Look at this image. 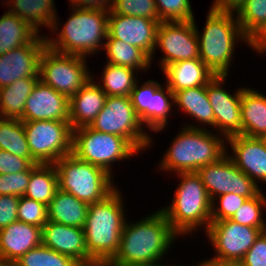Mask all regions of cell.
I'll return each mask as SVG.
<instances>
[{
  "label": "cell",
  "mask_w": 266,
  "mask_h": 266,
  "mask_svg": "<svg viewBox=\"0 0 266 266\" xmlns=\"http://www.w3.org/2000/svg\"><path fill=\"white\" fill-rule=\"evenodd\" d=\"M145 216L137 222L127 218L118 250L111 262L125 265H166L163 262L166 259L164 256L171 253L169 250L172 245L181 237L172 229L159 208Z\"/></svg>",
  "instance_id": "obj_1"
},
{
  "label": "cell",
  "mask_w": 266,
  "mask_h": 266,
  "mask_svg": "<svg viewBox=\"0 0 266 266\" xmlns=\"http://www.w3.org/2000/svg\"><path fill=\"white\" fill-rule=\"evenodd\" d=\"M69 9L70 17L64 24H61L58 16L54 19L50 28L52 34L45 35L47 47L62 54L84 58L99 54L108 34L109 11L76 7Z\"/></svg>",
  "instance_id": "obj_2"
},
{
  "label": "cell",
  "mask_w": 266,
  "mask_h": 266,
  "mask_svg": "<svg viewBox=\"0 0 266 266\" xmlns=\"http://www.w3.org/2000/svg\"><path fill=\"white\" fill-rule=\"evenodd\" d=\"M121 189L116 188L104 200L89 204L83 228L89 266H98L111 260L118 250L128 218Z\"/></svg>",
  "instance_id": "obj_3"
},
{
  "label": "cell",
  "mask_w": 266,
  "mask_h": 266,
  "mask_svg": "<svg viewBox=\"0 0 266 266\" xmlns=\"http://www.w3.org/2000/svg\"><path fill=\"white\" fill-rule=\"evenodd\" d=\"M206 15L203 31L198 30L193 20L199 41V58L216 76H229L238 42L248 45L256 53L255 46L243 34L235 12L209 9Z\"/></svg>",
  "instance_id": "obj_4"
},
{
  "label": "cell",
  "mask_w": 266,
  "mask_h": 266,
  "mask_svg": "<svg viewBox=\"0 0 266 266\" xmlns=\"http://www.w3.org/2000/svg\"><path fill=\"white\" fill-rule=\"evenodd\" d=\"M175 135L157 164L162 173L197 172L226 154V139L211 129L182 126Z\"/></svg>",
  "instance_id": "obj_5"
},
{
  "label": "cell",
  "mask_w": 266,
  "mask_h": 266,
  "mask_svg": "<svg viewBox=\"0 0 266 266\" xmlns=\"http://www.w3.org/2000/svg\"><path fill=\"white\" fill-rule=\"evenodd\" d=\"M179 180L170 204L159 208L180 237H190L211 223V202L197 172L173 174ZM205 229V230H204Z\"/></svg>",
  "instance_id": "obj_6"
},
{
  "label": "cell",
  "mask_w": 266,
  "mask_h": 266,
  "mask_svg": "<svg viewBox=\"0 0 266 266\" xmlns=\"http://www.w3.org/2000/svg\"><path fill=\"white\" fill-rule=\"evenodd\" d=\"M58 189L88 204L104 200L117 185L105 170L78 159L72 153L55 163Z\"/></svg>",
  "instance_id": "obj_7"
},
{
  "label": "cell",
  "mask_w": 266,
  "mask_h": 266,
  "mask_svg": "<svg viewBox=\"0 0 266 266\" xmlns=\"http://www.w3.org/2000/svg\"><path fill=\"white\" fill-rule=\"evenodd\" d=\"M72 154L102 168L113 178L115 163L140 155L125 138L95 131L89 126L73 129Z\"/></svg>",
  "instance_id": "obj_8"
},
{
  "label": "cell",
  "mask_w": 266,
  "mask_h": 266,
  "mask_svg": "<svg viewBox=\"0 0 266 266\" xmlns=\"http://www.w3.org/2000/svg\"><path fill=\"white\" fill-rule=\"evenodd\" d=\"M89 127L125 138L140 154L152 149L155 142L154 135L143 126L127 96H107L103 109Z\"/></svg>",
  "instance_id": "obj_9"
},
{
  "label": "cell",
  "mask_w": 266,
  "mask_h": 266,
  "mask_svg": "<svg viewBox=\"0 0 266 266\" xmlns=\"http://www.w3.org/2000/svg\"><path fill=\"white\" fill-rule=\"evenodd\" d=\"M87 63L84 57L62 54L46 47L40 58L39 78L70 99L92 79Z\"/></svg>",
  "instance_id": "obj_10"
},
{
  "label": "cell",
  "mask_w": 266,
  "mask_h": 266,
  "mask_svg": "<svg viewBox=\"0 0 266 266\" xmlns=\"http://www.w3.org/2000/svg\"><path fill=\"white\" fill-rule=\"evenodd\" d=\"M31 156L39 164H54L72 153L73 129L69 121H23Z\"/></svg>",
  "instance_id": "obj_11"
},
{
  "label": "cell",
  "mask_w": 266,
  "mask_h": 266,
  "mask_svg": "<svg viewBox=\"0 0 266 266\" xmlns=\"http://www.w3.org/2000/svg\"><path fill=\"white\" fill-rule=\"evenodd\" d=\"M159 49L164 54L158 60L161 71L174 62L199 58V41L193 21L161 22L157 29L154 54L150 58L151 65Z\"/></svg>",
  "instance_id": "obj_12"
},
{
  "label": "cell",
  "mask_w": 266,
  "mask_h": 266,
  "mask_svg": "<svg viewBox=\"0 0 266 266\" xmlns=\"http://www.w3.org/2000/svg\"><path fill=\"white\" fill-rule=\"evenodd\" d=\"M263 231L266 228L250 227L225 219L211 221L205 237L213 246L214 258L240 262Z\"/></svg>",
  "instance_id": "obj_13"
},
{
  "label": "cell",
  "mask_w": 266,
  "mask_h": 266,
  "mask_svg": "<svg viewBox=\"0 0 266 266\" xmlns=\"http://www.w3.org/2000/svg\"><path fill=\"white\" fill-rule=\"evenodd\" d=\"M197 174L201 177L211 200L225 193H234L249 199L263 189L242 172L227 153L217 162L201 167Z\"/></svg>",
  "instance_id": "obj_14"
},
{
  "label": "cell",
  "mask_w": 266,
  "mask_h": 266,
  "mask_svg": "<svg viewBox=\"0 0 266 266\" xmlns=\"http://www.w3.org/2000/svg\"><path fill=\"white\" fill-rule=\"evenodd\" d=\"M227 77L229 78L223 75L215 76L206 85L207 96L214 112V132L225 139L242 134L241 93L245 88L239 86L230 93L225 88Z\"/></svg>",
  "instance_id": "obj_15"
},
{
  "label": "cell",
  "mask_w": 266,
  "mask_h": 266,
  "mask_svg": "<svg viewBox=\"0 0 266 266\" xmlns=\"http://www.w3.org/2000/svg\"><path fill=\"white\" fill-rule=\"evenodd\" d=\"M44 34L0 55V88L21 78H39L40 58L47 47Z\"/></svg>",
  "instance_id": "obj_16"
},
{
  "label": "cell",
  "mask_w": 266,
  "mask_h": 266,
  "mask_svg": "<svg viewBox=\"0 0 266 266\" xmlns=\"http://www.w3.org/2000/svg\"><path fill=\"white\" fill-rule=\"evenodd\" d=\"M159 24L149 18L118 15L109 11L106 38L120 39L134 45L151 58L156 46Z\"/></svg>",
  "instance_id": "obj_17"
},
{
  "label": "cell",
  "mask_w": 266,
  "mask_h": 266,
  "mask_svg": "<svg viewBox=\"0 0 266 266\" xmlns=\"http://www.w3.org/2000/svg\"><path fill=\"white\" fill-rule=\"evenodd\" d=\"M226 153L258 187L266 184V149L260 138L244 135L229 137L226 139Z\"/></svg>",
  "instance_id": "obj_18"
},
{
  "label": "cell",
  "mask_w": 266,
  "mask_h": 266,
  "mask_svg": "<svg viewBox=\"0 0 266 266\" xmlns=\"http://www.w3.org/2000/svg\"><path fill=\"white\" fill-rule=\"evenodd\" d=\"M69 98L39 80L26 99L23 121H69Z\"/></svg>",
  "instance_id": "obj_19"
},
{
  "label": "cell",
  "mask_w": 266,
  "mask_h": 266,
  "mask_svg": "<svg viewBox=\"0 0 266 266\" xmlns=\"http://www.w3.org/2000/svg\"><path fill=\"white\" fill-rule=\"evenodd\" d=\"M42 245L89 266L84 229L48 221L42 227Z\"/></svg>",
  "instance_id": "obj_20"
},
{
  "label": "cell",
  "mask_w": 266,
  "mask_h": 266,
  "mask_svg": "<svg viewBox=\"0 0 266 266\" xmlns=\"http://www.w3.org/2000/svg\"><path fill=\"white\" fill-rule=\"evenodd\" d=\"M42 244V228L16 221L0 229V261L11 266L30 249Z\"/></svg>",
  "instance_id": "obj_21"
},
{
  "label": "cell",
  "mask_w": 266,
  "mask_h": 266,
  "mask_svg": "<svg viewBox=\"0 0 266 266\" xmlns=\"http://www.w3.org/2000/svg\"><path fill=\"white\" fill-rule=\"evenodd\" d=\"M107 95L90 79L69 99V122L72 129L89 126L103 109Z\"/></svg>",
  "instance_id": "obj_22"
},
{
  "label": "cell",
  "mask_w": 266,
  "mask_h": 266,
  "mask_svg": "<svg viewBox=\"0 0 266 266\" xmlns=\"http://www.w3.org/2000/svg\"><path fill=\"white\" fill-rule=\"evenodd\" d=\"M162 71L165 84L173 93L182 89L206 86L216 76L200 58L174 62Z\"/></svg>",
  "instance_id": "obj_23"
},
{
  "label": "cell",
  "mask_w": 266,
  "mask_h": 266,
  "mask_svg": "<svg viewBox=\"0 0 266 266\" xmlns=\"http://www.w3.org/2000/svg\"><path fill=\"white\" fill-rule=\"evenodd\" d=\"M174 108L177 111H183L182 113H185V115L188 114L187 116L192 119L195 118L194 123L197 122L199 124L188 122V124H182L183 126L199 129H208L207 127H210L214 131V112L207 96L206 86L176 91L174 93Z\"/></svg>",
  "instance_id": "obj_24"
},
{
  "label": "cell",
  "mask_w": 266,
  "mask_h": 266,
  "mask_svg": "<svg viewBox=\"0 0 266 266\" xmlns=\"http://www.w3.org/2000/svg\"><path fill=\"white\" fill-rule=\"evenodd\" d=\"M241 123L244 136L260 138L266 135V95L245 86L241 93Z\"/></svg>",
  "instance_id": "obj_25"
},
{
  "label": "cell",
  "mask_w": 266,
  "mask_h": 266,
  "mask_svg": "<svg viewBox=\"0 0 266 266\" xmlns=\"http://www.w3.org/2000/svg\"><path fill=\"white\" fill-rule=\"evenodd\" d=\"M89 204L58 189L47 206L48 221L84 228Z\"/></svg>",
  "instance_id": "obj_26"
},
{
  "label": "cell",
  "mask_w": 266,
  "mask_h": 266,
  "mask_svg": "<svg viewBox=\"0 0 266 266\" xmlns=\"http://www.w3.org/2000/svg\"><path fill=\"white\" fill-rule=\"evenodd\" d=\"M55 4L54 0H11L6 10L16 14L40 34L43 27L50 30L58 16Z\"/></svg>",
  "instance_id": "obj_27"
},
{
  "label": "cell",
  "mask_w": 266,
  "mask_h": 266,
  "mask_svg": "<svg viewBox=\"0 0 266 266\" xmlns=\"http://www.w3.org/2000/svg\"><path fill=\"white\" fill-rule=\"evenodd\" d=\"M103 49L106 63L132 68L140 73L152 69L150 57L143 50L120 39L106 38Z\"/></svg>",
  "instance_id": "obj_28"
},
{
  "label": "cell",
  "mask_w": 266,
  "mask_h": 266,
  "mask_svg": "<svg viewBox=\"0 0 266 266\" xmlns=\"http://www.w3.org/2000/svg\"><path fill=\"white\" fill-rule=\"evenodd\" d=\"M40 78H21L0 88V117L23 121L26 99Z\"/></svg>",
  "instance_id": "obj_29"
},
{
  "label": "cell",
  "mask_w": 266,
  "mask_h": 266,
  "mask_svg": "<svg viewBox=\"0 0 266 266\" xmlns=\"http://www.w3.org/2000/svg\"><path fill=\"white\" fill-rule=\"evenodd\" d=\"M99 81L94 75L92 79L101 87L107 96H131V92L138 81V71L120 65L105 63L102 66ZM95 77V78H94ZM138 77V78H137Z\"/></svg>",
  "instance_id": "obj_30"
},
{
  "label": "cell",
  "mask_w": 266,
  "mask_h": 266,
  "mask_svg": "<svg viewBox=\"0 0 266 266\" xmlns=\"http://www.w3.org/2000/svg\"><path fill=\"white\" fill-rule=\"evenodd\" d=\"M0 16V55L30 43L39 33L8 10Z\"/></svg>",
  "instance_id": "obj_31"
},
{
  "label": "cell",
  "mask_w": 266,
  "mask_h": 266,
  "mask_svg": "<svg viewBox=\"0 0 266 266\" xmlns=\"http://www.w3.org/2000/svg\"><path fill=\"white\" fill-rule=\"evenodd\" d=\"M57 190L58 179L55 165L32 164L31 176L24 196L48 206Z\"/></svg>",
  "instance_id": "obj_32"
},
{
  "label": "cell",
  "mask_w": 266,
  "mask_h": 266,
  "mask_svg": "<svg viewBox=\"0 0 266 266\" xmlns=\"http://www.w3.org/2000/svg\"><path fill=\"white\" fill-rule=\"evenodd\" d=\"M235 14L243 34L255 46L266 35V0H245Z\"/></svg>",
  "instance_id": "obj_33"
},
{
  "label": "cell",
  "mask_w": 266,
  "mask_h": 266,
  "mask_svg": "<svg viewBox=\"0 0 266 266\" xmlns=\"http://www.w3.org/2000/svg\"><path fill=\"white\" fill-rule=\"evenodd\" d=\"M165 86V87H164ZM161 85L153 94L150 110L140 119L147 131L160 134L170 124L168 117L174 116V93Z\"/></svg>",
  "instance_id": "obj_34"
},
{
  "label": "cell",
  "mask_w": 266,
  "mask_h": 266,
  "mask_svg": "<svg viewBox=\"0 0 266 266\" xmlns=\"http://www.w3.org/2000/svg\"><path fill=\"white\" fill-rule=\"evenodd\" d=\"M0 149L23 158H33L28 147L23 121L0 117Z\"/></svg>",
  "instance_id": "obj_35"
},
{
  "label": "cell",
  "mask_w": 266,
  "mask_h": 266,
  "mask_svg": "<svg viewBox=\"0 0 266 266\" xmlns=\"http://www.w3.org/2000/svg\"><path fill=\"white\" fill-rule=\"evenodd\" d=\"M11 266H82L73 257L60 254L44 245L30 249Z\"/></svg>",
  "instance_id": "obj_36"
},
{
  "label": "cell",
  "mask_w": 266,
  "mask_h": 266,
  "mask_svg": "<svg viewBox=\"0 0 266 266\" xmlns=\"http://www.w3.org/2000/svg\"><path fill=\"white\" fill-rule=\"evenodd\" d=\"M266 193L261 190L256 196L247 199L230 220L250 227L266 228Z\"/></svg>",
  "instance_id": "obj_37"
},
{
  "label": "cell",
  "mask_w": 266,
  "mask_h": 266,
  "mask_svg": "<svg viewBox=\"0 0 266 266\" xmlns=\"http://www.w3.org/2000/svg\"><path fill=\"white\" fill-rule=\"evenodd\" d=\"M110 11L114 14L145 17L161 23L155 0H113Z\"/></svg>",
  "instance_id": "obj_38"
},
{
  "label": "cell",
  "mask_w": 266,
  "mask_h": 266,
  "mask_svg": "<svg viewBox=\"0 0 266 266\" xmlns=\"http://www.w3.org/2000/svg\"><path fill=\"white\" fill-rule=\"evenodd\" d=\"M162 22L193 21L195 19L190 0H155Z\"/></svg>",
  "instance_id": "obj_39"
},
{
  "label": "cell",
  "mask_w": 266,
  "mask_h": 266,
  "mask_svg": "<svg viewBox=\"0 0 266 266\" xmlns=\"http://www.w3.org/2000/svg\"><path fill=\"white\" fill-rule=\"evenodd\" d=\"M18 221L42 228L48 222L47 205L25 196L20 197L17 208Z\"/></svg>",
  "instance_id": "obj_40"
},
{
  "label": "cell",
  "mask_w": 266,
  "mask_h": 266,
  "mask_svg": "<svg viewBox=\"0 0 266 266\" xmlns=\"http://www.w3.org/2000/svg\"><path fill=\"white\" fill-rule=\"evenodd\" d=\"M247 200L234 193H225L212 199L211 221L230 219Z\"/></svg>",
  "instance_id": "obj_41"
},
{
  "label": "cell",
  "mask_w": 266,
  "mask_h": 266,
  "mask_svg": "<svg viewBox=\"0 0 266 266\" xmlns=\"http://www.w3.org/2000/svg\"><path fill=\"white\" fill-rule=\"evenodd\" d=\"M161 85V82L154 79H149L144 83H140V80L136 82L130 98L140 119L150 110L153 94Z\"/></svg>",
  "instance_id": "obj_42"
},
{
  "label": "cell",
  "mask_w": 266,
  "mask_h": 266,
  "mask_svg": "<svg viewBox=\"0 0 266 266\" xmlns=\"http://www.w3.org/2000/svg\"><path fill=\"white\" fill-rule=\"evenodd\" d=\"M31 176V166L26 171L0 174V195L24 196Z\"/></svg>",
  "instance_id": "obj_43"
},
{
  "label": "cell",
  "mask_w": 266,
  "mask_h": 266,
  "mask_svg": "<svg viewBox=\"0 0 266 266\" xmlns=\"http://www.w3.org/2000/svg\"><path fill=\"white\" fill-rule=\"evenodd\" d=\"M32 164H39L34 158H23L0 149V174L26 171Z\"/></svg>",
  "instance_id": "obj_44"
},
{
  "label": "cell",
  "mask_w": 266,
  "mask_h": 266,
  "mask_svg": "<svg viewBox=\"0 0 266 266\" xmlns=\"http://www.w3.org/2000/svg\"><path fill=\"white\" fill-rule=\"evenodd\" d=\"M240 263L241 266H266V231L259 235Z\"/></svg>",
  "instance_id": "obj_45"
},
{
  "label": "cell",
  "mask_w": 266,
  "mask_h": 266,
  "mask_svg": "<svg viewBox=\"0 0 266 266\" xmlns=\"http://www.w3.org/2000/svg\"><path fill=\"white\" fill-rule=\"evenodd\" d=\"M20 197L0 195V229L18 221L17 208Z\"/></svg>",
  "instance_id": "obj_46"
},
{
  "label": "cell",
  "mask_w": 266,
  "mask_h": 266,
  "mask_svg": "<svg viewBox=\"0 0 266 266\" xmlns=\"http://www.w3.org/2000/svg\"><path fill=\"white\" fill-rule=\"evenodd\" d=\"M69 7L86 9H103L110 11L113 0H68Z\"/></svg>",
  "instance_id": "obj_47"
},
{
  "label": "cell",
  "mask_w": 266,
  "mask_h": 266,
  "mask_svg": "<svg viewBox=\"0 0 266 266\" xmlns=\"http://www.w3.org/2000/svg\"><path fill=\"white\" fill-rule=\"evenodd\" d=\"M245 0H213L210 9L236 12Z\"/></svg>",
  "instance_id": "obj_48"
},
{
  "label": "cell",
  "mask_w": 266,
  "mask_h": 266,
  "mask_svg": "<svg viewBox=\"0 0 266 266\" xmlns=\"http://www.w3.org/2000/svg\"><path fill=\"white\" fill-rule=\"evenodd\" d=\"M201 262V263H200ZM196 262L195 265L190 263V266H241L239 261L220 260L217 258H204V260ZM183 266H186L185 264Z\"/></svg>",
  "instance_id": "obj_49"
},
{
  "label": "cell",
  "mask_w": 266,
  "mask_h": 266,
  "mask_svg": "<svg viewBox=\"0 0 266 266\" xmlns=\"http://www.w3.org/2000/svg\"><path fill=\"white\" fill-rule=\"evenodd\" d=\"M175 264V265H174ZM170 264L167 263V265H125V264H121V263H116V262H111L110 260L109 261H106V262H103L101 264H99L98 266H183V263L182 264Z\"/></svg>",
  "instance_id": "obj_50"
},
{
  "label": "cell",
  "mask_w": 266,
  "mask_h": 266,
  "mask_svg": "<svg viewBox=\"0 0 266 266\" xmlns=\"http://www.w3.org/2000/svg\"><path fill=\"white\" fill-rule=\"evenodd\" d=\"M255 49L259 56L266 55V35L255 45Z\"/></svg>",
  "instance_id": "obj_51"
},
{
  "label": "cell",
  "mask_w": 266,
  "mask_h": 266,
  "mask_svg": "<svg viewBox=\"0 0 266 266\" xmlns=\"http://www.w3.org/2000/svg\"><path fill=\"white\" fill-rule=\"evenodd\" d=\"M262 143L264 144V147L266 149V135H263L262 137H260Z\"/></svg>",
  "instance_id": "obj_52"
},
{
  "label": "cell",
  "mask_w": 266,
  "mask_h": 266,
  "mask_svg": "<svg viewBox=\"0 0 266 266\" xmlns=\"http://www.w3.org/2000/svg\"><path fill=\"white\" fill-rule=\"evenodd\" d=\"M1 1L3 2L2 5H4V6L7 5V6H8V4H9V2H10L11 0H0V2H1Z\"/></svg>",
  "instance_id": "obj_53"
},
{
  "label": "cell",
  "mask_w": 266,
  "mask_h": 266,
  "mask_svg": "<svg viewBox=\"0 0 266 266\" xmlns=\"http://www.w3.org/2000/svg\"><path fill=\"white\" fill-rule=\"evenodd\" d=\"M0 266H9V265L0 261Z\"/></svg>",
  "instance_id": "obj_54"
}]
</instances>
